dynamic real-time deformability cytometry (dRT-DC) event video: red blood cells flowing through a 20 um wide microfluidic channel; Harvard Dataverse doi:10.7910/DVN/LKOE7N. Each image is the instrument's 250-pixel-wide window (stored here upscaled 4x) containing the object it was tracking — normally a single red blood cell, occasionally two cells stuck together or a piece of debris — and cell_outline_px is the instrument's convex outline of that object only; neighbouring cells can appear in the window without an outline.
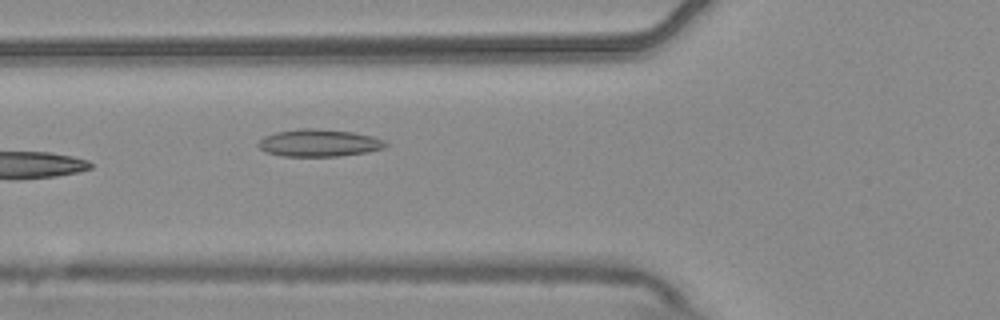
{"species": "common noctule bat (a hibernating species)", "species_latin": "Nyctalus noctula", "temperature_condition": "warm", "stored_images_in_passage": 6, "camera_frame_rate_fps": 3000, "um_per_image_px": 0.085, "animal": {"sex": "male", "body_mass_g": 20.4}, "frame": {"image": 1, "passage_image": 6, "time_ms": 1.667, "image_size_px": [1000, 320], "cell_outline_px": [[388, 144], [384, 148], [368, 152], [340, 156], [280, 156], [264, 152], [256, 144], [264, 136], [276, 132], [300, 128], [312, 128], [352, 132], [372, 136], [384, 140]], "centroid_in_image_um": [27.09, 12.15], "position_along_channel_um": 98.7, "area_um2": 20.35}}